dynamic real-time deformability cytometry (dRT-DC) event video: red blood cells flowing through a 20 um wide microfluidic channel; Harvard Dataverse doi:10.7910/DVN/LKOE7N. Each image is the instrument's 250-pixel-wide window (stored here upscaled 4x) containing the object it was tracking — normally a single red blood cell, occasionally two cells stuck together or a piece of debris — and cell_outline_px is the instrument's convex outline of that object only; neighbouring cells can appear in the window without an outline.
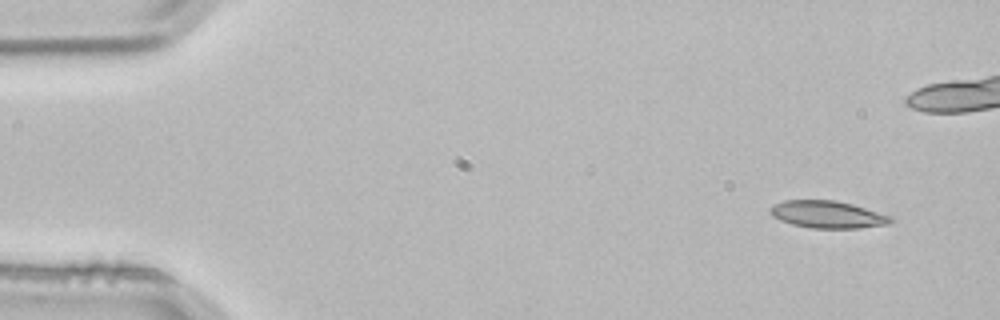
{"species": "common noctule bat (a hibernating species)", "species_latin": "Nyctalus noctula", "temperature_condition": "room temperature", "stored_images_in_passage": 4, "camera_frame_rate_fps": 3000, "um_per_image_px": 0.085, "animal": {"sex": "male", "body_mass_g": 21.5, "forearm_length_mm": 52.0}, "frame": {"image": 1, "passage_image": 1, "time_ms": 0.0, "image_size_px": [1000, 320], "cell_outline_px": [[896, 220], [892, 224], [856, 228], [812, 228], [792, 224], [780, 220], [772, 216], [768, 212], [768, 208], [772, 204], [784, 200], [836, 200], [852, 204], [892, 216]], "centroid_in_image_um": [70.34, 18.23], "position_along_channel_um": 14.7, "area_um2": 19.42}}